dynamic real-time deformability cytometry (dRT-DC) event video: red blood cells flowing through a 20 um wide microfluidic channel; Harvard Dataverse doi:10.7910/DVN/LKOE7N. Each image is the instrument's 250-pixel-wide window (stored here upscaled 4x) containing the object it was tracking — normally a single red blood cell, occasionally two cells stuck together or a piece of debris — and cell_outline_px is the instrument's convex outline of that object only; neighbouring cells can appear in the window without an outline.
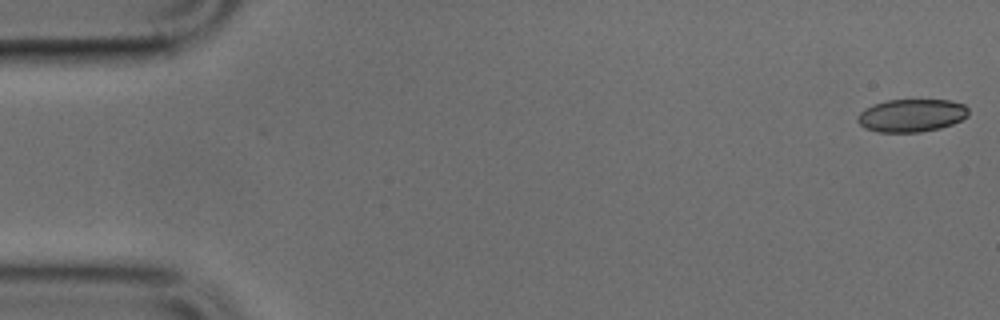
{"species": "common noctule bat (a hibernating species)", "species_latin": "Nyctalus noctula", "temperature_condition": "cold", "stored_images_in_passage": 12, "camera_frame_rate_fps": 3000, "um_per_image_px": 0.085, "animal": {"sex": "male", "body_mass_g": 17.9, "forearm_length_mm": 54.2}, "frame": {"image": 1, "passage_image": 1, "time_ms": 0.0, "image_size_px": [1000, 320], "cell_outline_px": [[968, 116], [952, 124], [940, 128], [920, 132], [876, 132], [864, 128], [856, 120], [856, 116], [864, 108], [872, 104], [888, 100], [952, 100], [964, 104], [968, 108]], "centroid_in_image_um": [77.45, 9.81], "position_along_channel_um": 7.6, "area_um2": 21.44}}